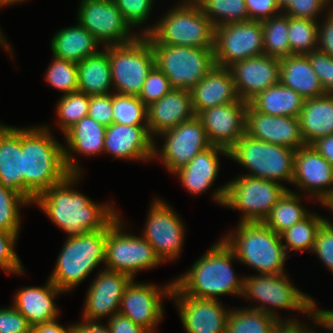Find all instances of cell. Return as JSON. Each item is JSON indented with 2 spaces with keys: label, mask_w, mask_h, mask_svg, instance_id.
Listing matches in <instances>:
<instances>
[{
  "label": "cell",
  "mask_w": 333,
  "mask_h": 333,
  "mask_svg": "<svg viewBox=\"0 0 333 333\" xmlns=\"http://www.w3.org/2000/svg\"><path fill=\"white\" fill-rule=\"evenodd\" d=\"M79 176L69 174L33 201L68 237L104 229L118 215L113 205L97 204L73 190L72 186L78 182Z\"/></svg>",
  "instance_id": "6da1fadb"
},
{
  "label": "cell",
  "mask_w": 333,
  "mask_h": 333,
  "mask_svg": "<svg viewBox=\"0 0 333 333\" xmlns=\"http://www.w3.org/2000/svg\"><path fill=\"white\" fill-rule=\"evenodd\" d=\"M49 127L22 129L24 199H34L70 173L64 162L63 144L54 139Z\"/></svg>",
  "instance_id": "7a4b0ae2"
},
{
  "label": "cell",
  "mask_w": 333,
  "mask_h": 333,
  "mask_svg": "<svg viewBox=\"0 0 333 333\" xmlns=\"http://www.w3.org/2000/svg\"><path fill=\"white\" fill-rule=\"evenodd\" d=\"M235 258V253L222 239L173 283L184 294L196 298L217 300L218 296L226 294L242 296L244 277L238 279L234 274L231 262Z\"/></svg>",
  "instance_id": "3957f363"
},
{
  "label": "cell",
  "mask_w": 333,
  "mask_h": 333,
  "mask_svg": "<svg viewBox=\"0 0 333 333\" xmlns=\"http://www.w3.org/2000/svg\"><path fill=\"white\" fill-rule=\"evenodd\" d=\"M154 26L143 30L151 44L214 48V25L194 0L171 8Z\"/></svg>",
  "instance_id": "277c9868"
},
{
  "label": "cell",
  "mask_w": 333,
  "mask_h": 333,
  "mask_svg": "<svg viewBox=\"0 0 333 333\" xmlns=\"http://www.w3.org/2000/svg\"><path fill=\"white\" fill-rule=\"evenodd\" d=\"M224 242L235 253L236 259L259 274H284L287 258L279 234L263 222H239L237 231L224 236Z\"/></svg>",
  "instance_id": "5b68a950"
},
{
  "label": "cell",
  "mask_w": 333,
  "mask_h": 333,
  "mask_svg": "<svg viewBox=\"0 0 333 333\" xmlns=\"http://www.w3.org/2000/svg\"><path fill=\"white\" fill-rule=\"evenodd\" d=\"M49 280L61 291L78 286L99 264L105 263L106 227L67 237Z\"/></svg>",
  "instance_id": "8992f818"
},
{
  "label": "cell",
  "mask_w": 333,
  "mask_h": 333,
  "mask_svg": "<svg viewBox=\"0 0 333 333\" xmlns=\"http://www.w3.org/2000/svg\"><path fill=\"white\" fill-rule=\"evenodd\" d=\"M288 188L279 182L241 175L213 194L222 206L242 211L240 222H263Z\"/></svg>",
  "instance_id": "52a82bcc"
},
{
  "label": "cell",
  "mask_w": 333,
  "mask_h": 333,
  "mask_svg": "<svg viewBox=\"0 0 333 333\" xmlns=\"http://www.w3.org/2000/svg\"><path fill=\"white\" fill-rule=\"evenodd\" d=\"M230 159L249 172L245 175L292 183L295 150L252 138L246 133L228 150Z\"/></svg>",
  "instance_id": "ba28073f"
},
{
  "label": "cell",
  "mask_w": 333,
  "mask_h": 333,
  "mask_svg": "<svg viewBox=\"0 0 333 333\" xmlns=\"http://www.w3.org/2000/svg\"><path fill=\"white\" fill-rule=\"evenodd\" d=\"M104 49L108 52L114 93L138 96L146 76L155 66L148 37L139 35L133 41Z\"/></svg>",
  "instance_id": "9c48e42d"
},
{
  "label": "cell",
  "mask_w": 333,
  "mask_h": 333,
  "mask_svg": "<svg viewBox=\"0 0 333 333\" xmlns=\"http://www.w3.org/2000/svg\"><path fill=\"white\" fill-rule=\"evenodd\" d=\"M155 65L173 89L191 90L216 66L213 48L151 44Z\"/></svg>",
  "instance_id": "30bf717a"
},
{
  "label": "cell",
  "mask_w": 333,
  "mask_h": 333,
  "mask_svg": "<svg viewBox=\"0 0 333 333\" xmlns=\"http://www.w3.org/2000/svg\"><path fill=\"white\" fill-rule=\"evenodd\" d=\"M121 218L117 215L106 226L104 269L124 273L134 279L140 270L152 269L163 262L143 236L123 232Z\"/></svg>",
  "instance_id": "8fae6325"
},
{
  "label": "cell",
  "mask_w": 333,
  "mask_h": 333,
  "mask_svg": "<svg viewBox=\"0 0 333 333\" xmlns=\"http://www.w3.org/2000/svg\"><path fill=\"white\" fill-rule=\"evenodd\" d=\"M288 278L285 273L245 276L242 296L262 302V305H255L252 309L264 311L277 319H281L276 314L277 309H293L306 314L308 294L297 289ZM267 304L269 308L265 307Z\"/></svg>",
  "instance_id": "7c38bea8"
},
{
  "label": "cell",
  "mask_w": 333,
  "mask_h": 333,
  "mask_svg": "<svg viewBox=\"0 0 333 333\" xmlns=\"http://www.w3.org/2000/svg\"><path fill=\"white\" fill-rule=\"evenodd\" d=\"M213 52L216 65L225 68L264 54L262 23L249 20L215 27Z\"/></svg>",
  "instance_id": "4fadbf2b"
},
{
  "label": "cell",
  "mask_w": 333,
  "mask_h": 333,
  "mask_svg": "<svg viewBox=\"0 0 333 333\" xmlns=\"http://www.w3.org/2000/svg\"><path fill=\"white\" fill-rule=\"evenodd\" d=\"M77 15V21L104 47L128 43L140 35L131 32L114 0H81Z\"/></svg>",
  "instance_id": "5bb4252c"
},
{
  "label": "cell",
  "mask_w": 333,
  "mask_h": 333,
  "mask_svg": "<svg viewBox=\"0 0 333 333\" xmlns=\"http://www.w3.org/2000/svg\"><path fill=\"white\" fill-rule=\"evenodd\" d=\"M159 135L165 136V143L161 151L157 149V145L154 146V158L160 154V161L172 173L187 165L199 152L212 146L201 120L196 115Z\"/></svg>",
  "instance_id": "9a60e30c"
},
{
  "label": "cell",
  "mask_w": 333,
  "mask_h": 333,
  "mask_svg": "<svg viewBox=\"0 0 333 333\" xmlns=\"http://www.w3.org/2000/svg\"><path fill=\"white\" fill-rule=\"evenodd\" d=\"M182 219L167 203L154 200L147 216L143 237L153 246L161 261L177 260L184 244Z\"/></svg>",
  "instance_id": "2e32d148"
},
{
  "label": "cell",
  "mask_w": 333,
  "mask_h": 333,
  "mask_svg": "<svg viewBox=\"0 0 333 333\" xmlns=\"http://www.w3.org/2000/svg\"><path fill=\"white\" fill-rule=\"evenodd\" d=\"M173 281L159 288L151 283H135L134 279L126 286L118 313L126 316L149 333L163 317L161 298L170 297Z\"/></svg>",
  "instance_id": "e0dca14e"
},
{
  "label": "cell",
  "mask_w": 333,
  "mask_h": 333,
  "mask_svg": "<svg viewBox=\"0 0 333 333\" xmlns=\"http://www.w3.org/2000/svg\"><path fill=\"white\" fill-rule=\"evenodd\" d=\"M170 297L178 306L179 316L187 333H225L230 310H226L218 299L186 295L174 283Z\"/></svg>",
  "instance_id": "ac0fdd59"
},
{
  "label": "cell",
  "mask_w": 333,
  "mask_h": 333,
  "mask_svg": "<svg viewBox=\"0 0 333 333\" xmlns=\"http://www.w3.org/2000/svg\"><path fill=\"white\" fill-rule=\"evenodd\" d=\"M248 104L238 99L208 108L197 115L212 145L229 150L246 133Z\"/></svg>",
  "instance_id": "d6986e66"
},
{
  "label": "cell",
  "mask_w": 333,
  "mask_h": 333,
  "mask_svg": "<svg viewBox=\"0 0 333 333\" xmlns=\"http://www.w3.org/2000/svg\"><path fill=\"white\" fill-rule=\"evenodd\" d=\"M292 184L323 205L333 195V166L311 145L302 146L294 155Z\"/></svg>",
  "instance_id": "ffe728a7"
},
{
  "label": "cell",
  "mask_w": 333,
  "mask_h": 333,
  "mask_svg": "<svg viewBox=\"0 0 333 333\" xmlns=\"http://www.w3.org/2000/svg\"><path fill=\"white\" fill-rule=\"evenodd\" d=\"M280 59L262 54L229 67L239 99L249 103L262 91L280 82Z\"/></svg>",
  "instance_id": "44dd1931"
},
{
  "label": "cell",
  "mask_w": 333,
  "mask_h": 333,
  "mask_svg": "<svg viewBox=\"0 0 333 333\" xmlns=\"http://www.w3.org/2000/svg\"><path fill=\"white\" fill-rule=\"evenodd\" d=\"M131 280L127 274L101 270L87 291L83 320L99 321V318L106 316L110 319L117 314L125 288Z\"/></svg>",
  "instance_id": "7402d4cb"
},
{
  "label": "cell",
  "mask_w": 333,
  "mask_h": 333,
  "mask_svg": "<svg viewBox=\"0 0 333 333\" xmlns=\"http://www.w3.org/2000/svg\"><path fill=\"white\" fill-rule=\"evenodd\" d=\"M246 134L295 151L306 145L301 135L299 118L272 116L256 111L250 104L246 112Z\"/></svg>",
  "instance_id": "603a6c76"
},
{
  "label": "cell",
  "mask_w": 333,
  "mask_h": 333,
  "mask_svg": "<svg viewBox=\"0 0 333 333\" xmlns=\"http://www.w3.org/2000/svg\"><path fill=\"white\" fill-rule=\"evenodd\" d=\"M155 140L147 125H121L113 122L106 128L103 152L113 159L149 161L154 159Z\"/></svg>",
  "instance_id": "cb8c5ba5"
},
{
  "label": "cell",
  "mask_w": 333,
  "mask_h": 333,
  "mask_svg": "<svg viewBox=\"0 0 333 333\" xmlns=\"http://www.w3.org/2000/svg\"><path fill=\"white\" fill-rule=\"evenodd\" d=\"M195 116L190 90L172 89L147 107V127L154 136L177 127Z\"/></svg>",
  "instance_id": "d4e9b609"
},
{
  "label": "cell",
  "mask_w": 333,
  "mask_h": 333,
  "mask_svg": "<svg viewBox=\"0 0 333 333\" xmlns=\"http://www.w3.org/2000/svg\"><path fill=\"white\" fill-rule=\"evenodd\" d=\"M106 128L93 118L86 116L64 133L67 143V148L63 146L64 162L70 174L82 172L72 153L92 156L103 152Z\"/></svg>",
  "instance_id": "484cf974"
},
{
  "label": "cell",
  "mask_w": 333,
  "mask_h": 333,
  "mask_svg": "<svg viewBox=\"0 0 333 333\" xmlns=\"http://www.w3.org/2000/svg\"><path fill=\"white\" fill-rule=\"evenodd\" d=\"M192 107L197 116L201 111L222 104L236 102L234 79L229 68L214 66L191 90Z\"/></svg>",
  "instance_id": "4316f807"
},
{
  "label": "cell",
  "mask_w": 333,
  "mask_h": 333,
  "mask_svg": "<svg viewBox=\"0 0 333 333\" xmlns=\"http://www.w3.org/2000/svg\"><path fill=\"white\" fill-rule=\"evenodd\" d=\"M0 185L24 198L22 128L0 124Z\"/></svg>",
  "instance_id": "83f0119b"
},
{
  "label": "cell",
  "mask_w": 333,
  "mask_h": 333,
  "mask_svg": "<svg viewBox=\"0 0 333 333\" xmlns=\"http://www.w3.org/2000/svg\"><path fill=\"white\" fill-rule=\"evenodd\" d=\"M58 289L50 280L44 287H26L15 294L13 306L28 320L31 326L57 320L59 310L54 302Z\"/></svg>",
  "instance_id": "f1b7e54d"
},
{
  "label": "cell",
  "mask_w": 333,
  "mask_h": 333,
  "mask_svg": "<svg viewBox=\"0 0 333 333\" xmlns=\"http://www.w3.org/2000/svg\"><path fill=\"white\" fill-rule=\"evenodd\" d=\"M229 157L227 149L212 145L199 152L187 165L173 174H177L182 185L192 194H202L209 189L219 173L218 154Z\"/></svg>",
  "instance_id": "f546056e"
},
{
  "label": "cell",
  "mask_w": 333,
  "mask_h": 333,
  "mask_svg": "<svg viewBox=\"0 0 333 333\" xmlns=\"http://www.w3.org/2000/svg\"><path fill=\"white\" fill-rule=\"evenodd\" d=\"M300 130L306 145L333 134V94L307 98L299 115Z\"/></svg>",
  "instance_id": "4dcf8cb0"
},
{
  "label": "cell",
  "mask_w": 333,
  "mask_h": 333,
  "mask_svg": "<svg viewBox=\"0 0 333 333\" xmlns=\"http://www.w3.org/2000/svg\"><path fill=\"white\" fill-rule=\"evenodd\" d=\"M280 64V82L303 98L320 97L326 94L307 55L292 54L281 58Z\"/></svg>",
  "instance_id": "1f68e13d"
},
{
  "label": "cell",
  "mask_w": 333,
  "mask_h": 333,
  "mask_svg": "<svg viewBox=\"0 0 333 333\" xmlns=\"http://www.w3.org/2000/svg\"><path fill=\"white\" fill-rule=\"evenodd\" d=\"M101 45L79 22L76 26L59 30L51 39L53 56L75 63L99 52Z\"/></svg>",
  "instance_id": "d6a6232c"
},
{
  "label": "cell",
  "mask_w": 333,
  "mask_h": 333,
  "mask_svg": "<svg viewBox=\"0 0 333 333\" xmlns=\"http://www.w3.org/2000/svg\"><path fill=\"white\" fill-rule=\"evenodd\" d=\"M305 98L278 82L276 85L259 93L249 104L258 112L272 116H289L298 118Z\"/></svg>",
  "instance_id": "836d02e7"
},
{
  "label": "cell",
  "mask_w": 333,
  "mask_h": 333,
  "mask_svg": "<svg viewBox=\"0 0 333 333\" xmlns=\"http://www.w3.org/2000/svg\"><path fill=\"white\" fill-rule=\"evenodd\" d=\"M77 70L78 91L87 95L111 93V67L105 49L77 63Z\"/></svg>",
  "instance_id": "e575fe53"
},
{
  "label": "cell",
  "mask_w": 333,
  "mask_h": 333,
  "mask_svg": "<svg viewBox=\"0 0 333 333\" xmlns=\"http://www.w3.org/2000/svg\"><path fill=\"white\" fill-rule=\"evenodd\" d=\"M300 202V195L298 196L292 190H287L271 209L263 223L280 235L309 214Z\"/></svg>",
  "instance_id": "d590c367"
},
{
  "label": "cell",
  "mask_w": 333,
  "mask_h": 333,
  "mask_svg": "<svg viewBox=\"0 0 333 333\" xmlns=\"http://www.w3.org/2000/svg\"><path fill=\"white\" fill-rule=\"evenodd\" d=\"M278 321L274 316L251 307L230 309L225 333H270Z\"/></svg>",
  "instance_id": "8d00e7d4"
},
{
  "label": "cell",
  "mask_w": 333,
  "mask_h": 333,
  "mask_svg": "<svg viewBox=\"0 0 333 333\" xmlns=\"http://www.w3.org/2000/svg\"><path fill=\"white\" fill-rule=\"evenodd\" d=\"M261 23L263 27L264 54L279 59L291 55L288 37V15L280 13Z\"/></svg>",
  "instance_id": "74e56055"
},
{
  "label": "cell",
  "mask_w": 333,
  "mask_h": 333,
  "mask_svg": "<svg viewBox=\"0 0 333 333\" xmlns=\"http://www.w3.org/2000/svg\"><path fill=\"white\" fill-rule=\"evenodd\" d=\"M326 220L322 216L309 212L301 221L294 224L280 234L286 254L290 250L295 251H312L315 236L320 225Z\"/></svg>",
  "instance_id": "f35d334b"
},
{
  "label": "cell",
  "mask_w": 333,
  "mask_h": 333,
  "mask_svg": "<svg viewBox=\"0 0 333 333\" xmlns=\"http://www.w3.org/2000/svg\"><path fill=\"white\" fill-rule=\"evenodd\" d=\"M214 27L249 21L245 0H194Z\"/></svg>",
  "instance_id": "ab89813d"
},
{
  "label": "cell",
  "mask_w": 333,
  "mask_h": 333,
  "mask_svg": "<svg viewBox=\"0 0 333 333\" xmlns=\"http://www.w3.org/2000/svg\"><path fill=\"white\" fill-rule=\"evenodd\" d=\"M288 35L291 55H306L317 49L318 21L288 16Z\"/></svg>",
  "instance_id": "60d3db41"
},
{
  "label": "cell",
  "mask_w": 333,
  "mask_h": 333,
  "mask_svg": "<svg viewBox=\"0 0 333 333\" xmlns=\"http://www.w3.org/2000/svg\"><path fill=\"white\" fill-rule=\"evenodd\" d=\"M113 122L121 125H147V107L138 96L112 93Z\"/></svg>",
  "instance_id": "b9f144b4"
},
{
  "label": "cell",
  "mask_w": 333,
  "mask_h": 333,
  "mask_svg": "<svg viewBox=\"0 0 333 333\" xmlns=\"http://www.w3.org/2000/svg\"><path fill=\"white\" fill-rule=\"evenodd\" d=\"M90 95L76 91L62 95L57 102L58 124L64 134L70 127L88 116Z\"/></svg>",
  "instance_id": "7bdbcfd3"
},
{
  "label": "cell",
  "mask_w": 333,
  "mask_h": 333,
  "mask_svg": "<svg viewBox=\"0 0 333 333\" xmlns=\"http://www.w3.org/2000/svg\"><path fill=\"white\" fill-rule=\"evenodd\" d=\"M54 57L46 72L48 84L63 94L78 91V70L77 63Z\"/></svg>",
  "instance_id": "ee69618b"
},
{
  "label": "cell",
  "mask_w": 333,
  "mask_h": 333,
  "mask_svg": "<svg viewBox=\"0 0 333 333\" xmlns=\"http://www.w3.org/2000/svg\"><path fill=\"white\" fill-rule=\"evenodd\" d=\"M29 203L18 193L0 185V229L19 234L20 206Z\"/></svg>",
  "instance_id": "f6af8a7d"
},
{
  "label": "cell",
  "mask_w": 333,
  "mask_h": 333,
  "mask_svg": "<svg viewBox=\"0 0 333 333\" xmlns=\"http://www.w3.org/2000/svg\"><path fill=\"white\" fill-rule=\"evenodd\" d=\"M172 89L166 75L155 65L146 76L138 97L148 107Z\"/></svg>",
  "instance_id": "bcb514c9"
},
{
  "label": "cell",
  "mask_w": 333,
  "mask_h": 333,
  "mask_svg": "<svg viewBox=\"0 0 333 333\" xmlns=\"http://www.w3.org/2000/svg\"><path fill=\"white\" fill-rule=\"evenodd\" d=\"M17 236L18 234L0 229V268L14 275L24 273L21 261L13 249Z\"/></svg>",
  "instance_id": "7dc6e473"
},
{
  "label": "cell",
  "mask_w": 333,
  "mask_h": 333,
  "mask_svg": "<svg viewBox=\"0 0 333 333\" xmlns=\"http://www.w3.org/2000/svg\"><path fill=\"white\" fill-rule=\"evenodd\" d=\"M154 0H114L126 22L132 27L148 20Z\"/></svg>",
  "instance_id": "c3c4849f"
},
{
  "label": "cell",
  "mask_w": 333,
  "mask_h": 333,
  "mask_svg": "<svg viewBox=\"0 0 333 333\" xmlns=\"http://www.w3.org/2000/svg\"><path fill=\"white\" fill-rule=\"evenodd\" d=\"M312 252L333 272V222L329 219L318 228Z\"/></svg>",
  "instance_id": "681fc988"
},
{
  "label": "cell",
  "mask_w": 333,
  "mask_h": 333,
  "mask_svg": "<svg viewBox=\"0 0 333 333\" xmlns=\"http://www.w3.org/2000/svg\"><path fill=\"white\" fill-rule=\"evenodd\" d=\"M313 71L317 74L325 93L333 94V58L316 49L306 54Z\"/></svg>",
  "instance_id": "f907efd6"
},
{
  "label": "cell",
  "mask_w": 333,
  "mask_h": 333,
  "mask_svg": "<svg viewBox=\"0 0 333 333\" xmlns=\"http://www.w3.org/2000/svg\"><path fill=\"white\" fill-rule=\"evenodd\" d=\"M329 4H332L331 0H292L282 12L292 18L318 21L317 16L324 8L329 9Z\"/></svg>",
  "instance_id": "816d5d0a"
},
{
  "label": "cell",
  "mask_w": 333,
  "mask_h": 333,
  "mask_svg": "<svg viewBox=\"0 0 333 333\" xmlns=\"http://www.w3.org/2000/svg\"><path fill=\"white\" fill-rule=\"evenodd\" d=\"M112 94L90 95L88 116L106 127L113 123Z\"/></svg>",
  "instance_id": "f5cc1de1"
},
{
  "label": "cell",
  "mask_w": 333,
  "mask_h": 333,
  "mask_svg": "<svg viewBox=\"0 0 333 333\" xmlns=\"http://www.w3.org/2000/svg\"><path fill=\"white\" fill-rule=\"evenodd\" d=\"M28 320L12 305L0 308V333H29Z\"/></svg>",
  "instance_id": "db71d44e"
},
{
  "label": "cell",
  "mask_w": 333,
  "mask_h": 333,
  "mask_svg": "<svg viewBox=\"0 0 333 333\" xmlns=\"http://www.w3.org/2000/svg\"><path fill=\"white\" fill-rule=\"evenodd\" d=\"M249 20L262 22L279 15L276 0H245Z\"/></svg>",
  "instance_id": "11a10c76"
},
{
  "label": "cell",
  "mask_w": 333,
  "mask_h": 333,
  "mask_svg": "<svg viewBox=\"0 0 333 333\" xmlns=\"http://www.w3.org/2000/svg\"><path fill=\"white\" fill-rule=\"evenodd\" d=\"M326 11H328L326 20L323 21L322 26L318 24L317 49L333 58V8Z\"/></svg>",
  "instance_id": "9f6ffc18"
},
{
  "label": "cell",
  "mask_w": 333,
  "mask_h": 333,
  "mask_svg": "<svg viewBox=\"0 0 333 333\" xmlns=\"http://www.w3.org/2000/svg\"><path fill=\"white\" fill-rule=\"evenodd\" d=\"M111 333H149L143 327L120 313L114 314L107 322Z\"/></svg>",
  "instance_id": "6f0895ef"
},
{
  "label": "cell",
  "mask_w": 333,
  "mask_h": 333,
  "mask_svg": "<svg viewBox=\"0 0 333 333\" xmlns=\"http://www.w3.org/2000/svg\"><path fill=\"white\" fill-rule=\"evenodd\" d=\"M314 301L315 300L308 296L306 316H308L309 319H313L315 324L325 326V330L333 332V310L315 309L317 306Z\"/></svg>",
  "instance_id": "680465c9"
},
{
  "label": "cell",
  "mask_w": 333,
  "mask_h": 333,
  "mask_svg": "<svg viewBox=\"0 0 333 333\" xmlns=\"http://www.w3.org/2000/svg\"><path fill=\"white\" fill-rule=\"evenodd\" d=\"M301 325L298 320L295 319H278L270 333H316L314 329H308L307 326ZM319 333V332H317Z\"/></svg>",
  "instance_id": "91938a15"
},
{
  "label": "cell",
  "mask_w": 333,
  "mask_h": 333,
  "mask_svg": "<svg viewBox=\"0 0 333 333\" xmlns=\"http://www.w3.org/2000/svg\"><path fill=\"white\" fill-rule=\"evenodd\" d=\"M310 145L333 166V134L318 138Z\"/></svg>",
  "instance_id": "94428289"
},
{
  "label": "cell",
  "mask_w": 333,
  "mask_h": 333,
  "mask_svg": "<svg viewBox=\"0 0 333 333\" xmlns=\"http://www.w3.org/2000/svg\"><path fill=\"white\" fill-rule=\"evenodd\" d=\"M82 323H75L72 325L73 333H111L109 326L102 325L97 321L83 320Z\"/></svg>",
  "instance_id": "6125c7cd"
},
{
  "label": "cell",
  "mask_w": 333,
  "mask_h": 333,
  "mask_svg": "<svg viewBox=\"0 0 333 333\" xmlns=\"http://www.w3.org/2000/svg\"><path fill=\"white\" fill-rule=\"evenodd\" d=\"M32 333H73L72 326H68V328H64L57 323V320L34 325L31 327Z\"/></svg>",
  "instance_id": "be15d7a7"
},
{
  "label": "cell",
  "mask_w": 333,
  "mask_h": 333,
  "mask_svg": "<svg viewBox=\"0 0 333 333\" xmlns=\"http://www.w3.org/2000/svg\"><path fill=\"white\" fill-rule=\"evenodd\" d=\"M1 33H2V32L0 31V44H2L3 47H4L7 51L13 53V52L11 51L12 48L10 47L9 44H7V41L5 40L4 36H3Z\"/></svg>",
  "instance_id": "e7e4bbea"
},
{
  "label": "cell",
  "mask_w": 333,
  "mask_h": 333,
  "mask_svg": "<svg viewBox=\"0 0 333 333\" xmlns=\"http://www.w3.org/2000/svg\"><path fill=\"white\" fill-rule=\"evenodd\" d=\"M25 0H0V8L2 6H8L9 4H15V3H19Z\"/></svg>",
  "instance_id": "03108f58"
},
{
  "label": "cell",
  "mask_w": 333,
  "mask_h": 333,
  "mask_svg": "<svg viewBox=\"0 0 333 333\" xmlns=\"http://www.w3.org/2000/svg\"><path fill=\"white\" fill-rule=\"evenodd\" d=\"M292 0H276L277 6L280 10H283Z\"/></svg>",
  "instance_id": "003e7915"
},
{
  "label": "cell",
  "mask_w": 333,
  "mask_h": 333,
  "mask_svg": "<svg viewBox=\"0 0 333 333\" xmlns=\"http://www.w3.org/2000/svg\"><path fill=\"white\" fill-rule=\"evenodd\" d=\"M325 207L330 209V211L333 210V195L323 204Z\"/></svg>",
  "instance_id": "a7ac6f4b"
}]
</instances>
